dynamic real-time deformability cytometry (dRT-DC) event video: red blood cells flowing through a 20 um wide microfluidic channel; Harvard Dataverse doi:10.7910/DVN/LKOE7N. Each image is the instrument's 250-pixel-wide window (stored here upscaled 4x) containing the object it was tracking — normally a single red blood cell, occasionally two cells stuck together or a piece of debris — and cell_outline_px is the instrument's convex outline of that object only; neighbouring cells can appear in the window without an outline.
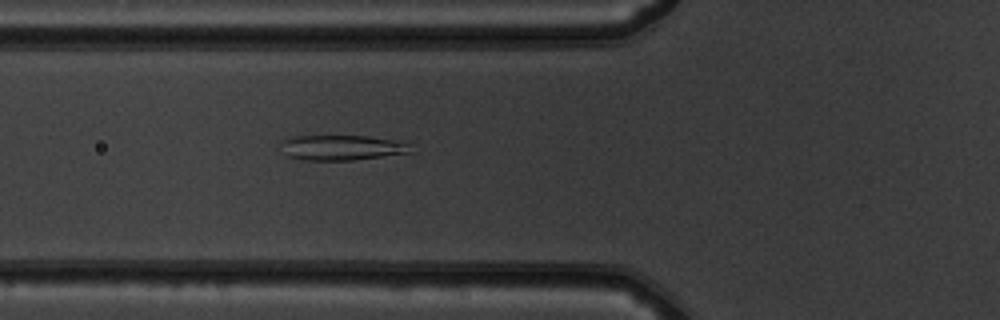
{"species": "common noctule bat (a hibernating species)", "species_latin": "Nyctalus noctula", "temperature_condition": "warm", "stored_images_in_passage": 51, "camera_frame_rate_fps": 3000, "um_per_image_px": 0.085, "animal": {"sex": "male", "body_mass_g": 19.5, "forearm_length_mm": 54.6}, "frame": {"image": 1, "passage_image": 19, "time_ms": 6.0, "image_size_px": [1000, 320], "cell_outline_px": [[412, 152], [352, 160], [304, 160], [288, 156], [280, 144], [280, 140], [292, 136], [368, 136], [400, 140], [408, 144]], "centroid_in_image_um": [29.04, 12.53], "position_along_channel_um": 96.8, "area_um2": 19.02}}
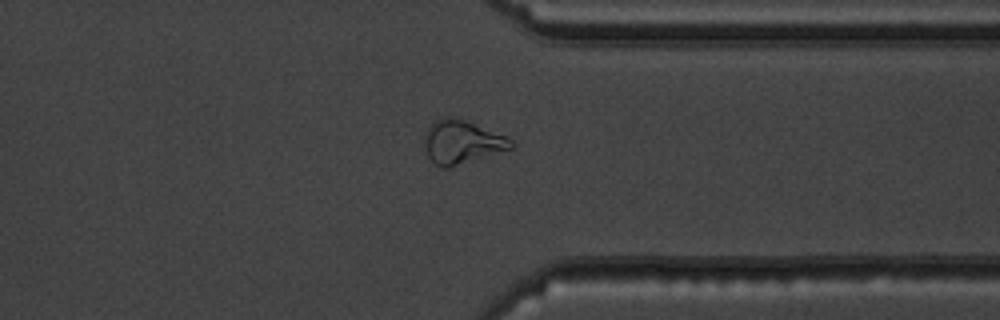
{"frame": {"image": 2, "passage_image": 40, "time_ms": 13.0, "image_size_px": [1000, 320], "cell_outline_px": [[516, 148], [448, 168], [440, 168], [428, 156], [424, 144], [424, 136], [428, 128], [440, 116], [456, 116], [508, 136], [516, 144]], "centroid_in_image_um": [39.32, 12.06], "position_along_channel_um": 372.1, "area_um2": 22.48}}
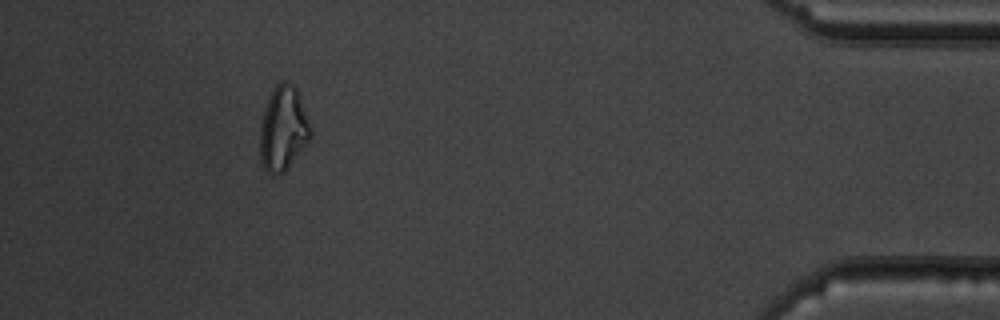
{"frame": {"image": 3, "passage_image": 47, "time_ms": 15.333, "image_size_px": [1000, 320], "cell_outline_px": [[312, 136], [288, 168], [284, 172], [276, 176], [272, 176], [264, 168], [260, 160], [260, 124], [268, 96], [276, 84], [280, 80], [284, 80], [292, 84], [296, 88], [312, 124]], "centroid_in_image_um": [24.08, 10.93], "position_along_channel_um": 411.1, "area_um2": 25.37}, "authors_computed_cell_mechanics": {"area_um2": 23.3512, "velocity_mm_per_s": 3.9536, "shape_relaxation_time_tau1_ms": null, "shape_relaxation_time_tau2_ms": 5.3107, "deformation_change_tau1": null, "deformation_change_tau2": 0.0873}}